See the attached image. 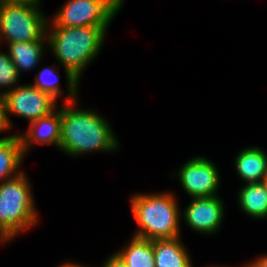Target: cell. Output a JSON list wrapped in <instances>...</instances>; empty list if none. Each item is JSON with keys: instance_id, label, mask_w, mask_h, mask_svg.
Wrapping results in <instances>:
<instances>
[{"instance_id": "cell-1", "label": "cell", "mask_w": 267, "mask_h": 267, "mask_svg": "<svg viewBox=\"0 0 267 267\" xmlns=\"http://www.w3.org/2000/svg\"><path fill=\"white\" fill-rule=\"evenodd\" d=\"M109 27L47 26L48 50L63 66L67 83L62 102L79 99L80 79L86 68L98 57Z\"/></svg>"}, {"instance_id": "cell-2", "label": "cell", "mask_w": 267, "mask_h": 267, "mask_svg": "<svg viewBox=\"0 0 267 267\" xmlns=\"http://www.w3.org/2000/svg\"><path fill=\"white\" fill-rule=\"evenodd\" d=\"M78 101L62 102L60 106V151L72 157L98 151L106 154L117 151L119 137L109 121L95 110L79 108Z\"/></svg>"}, {"instance_id": "cell-3", "label": "cell", "mask_w": 267, "mask_h": 267, "mask_svg": "<svg viewBox=\"0 0 267 267\" xmlns=\"http://www.w3.org/2000/svg\"><path fill=\"white\" fill-rule=\"evenodd\" d=\"M129 205L138 225L134 236L149 240L181 236V209L174 192H137L131 196Z\"/></svg>"}, {"instance_id": "cell-4", "label": "cell", "mask_w": 267, "mask_h": 267, "mask_svg": "<svg viewBox=\"0 0 267 267\" xmlns=\"http://www.w3.org/2000/svg\"><path fill=\"white\" fill-rule=\"evenodd\" d=\"M23 171L0 183V224L15 238L39 224L32 184Z\"/></svg>"}, {"instance_id": "cell-5", "label": "cell", "mask_w": 267, "mask_h": 267, "mask_svg": "<svg viewBox=\"0 0 267 267\" xmlns=\"http://www.w3.org/2000/svg\"><path fill=\"white\" fill-rule=\"evenodd\" d=\"M41 4L0 2V43L47 39L49 17Z\"/></svg>"}, {"instance_id": "cell-6", "label": "cell", "mask_w": 267, "mask_h": 267, "mask_svg": "<svg viewBox=\"0 0 267 267\" xmlns=\"http://www.w3.org/2000/svg\"><path fill=\"white\" fill-rule=\"evenodd\" d=\"M124 0H67L47 26L109 27L123 8Z\"/></svg>"}, {"instance_id": "cell-7", "label": "cell", "mask_w": 267, "mask_h": 267, "mask_svg": "<svg viewBox=\"0 0 267 267\" xmlns=\"http://www.w3.org/2000/svg\"><path fill=\"white\" fill-rule=\"evenodd\" d=\"M217 165L205 156L191 157L172 177H177L181 187L190 198L220 195V174Z\"/></svg>"}, {"instance_id": "cell-8", "label": "cell", "mask_w": 267, "mask_h": 267, "mask_svg": "<svg viewBox=\"0 0 267 267\" xmlns=\"http://www.w3.org/2000/svg\"><path fill=\"white\" fill-rule=\"evenodd\" d=\"M6 101L7 117L13 127L11 116H19L29 121L46 117L54 112L58 105L57 100L49 93L28 84H19L12 91L4 95Z\"/></svg>"}, {"instance_id": "cell-9", "label": "cell", "mask_w": 267, "mask_h": 267, "mask_svg": "<svg viewBox=\"0 0 267 267\" xmlns=\"http://www.w3.org/2000/svg\"><path fill=\"white\" fill-rule=\"evenodd\" d=\"M220 195L212 197L191 198L184 211H181L187 227L201 235L216 234L225 219L224 201Z\"/></svg>"}, {"instance_id": "cell-10", "label": "cell", "mask_w": 267, "mask_h": 267, "mask_svg": "<svg viewBox=\"0 0 267 267\" xmlns=\"http://www.w3.org/2000/svg\"><path fill=\"white\" fill-rule=\"evenodd\" d=\"M18 134L21 138L25 155L29 153L34 144L52 145L59 149L61 136L60 105L50 115L29 123L28 129Z\"/></svg>"}, {"instance_id": "cell-11", "label": "cell", "mask_w": 267, "mask_h": 267, "mask_svg": "<svg viewBox=\"0 0 267 267\" xmlns=\"http://www.w3.org/2000/svg\"><path fill=\"white\" fill-rule=\"evenodd\" d=\"M234 158L235 171L244 183L264 182L267 178V152L263 148L245 147Z\"/></svg>"}, {"instance_id": "cell-12", "label": "cell", "mask_w": 267, "mask_h": 267, "mask_svg": "<svg viewBox=\"0 0 267 267\" xmlns=\"http://www.w3.org/2000/svg\"><path fill=\"white\" fill-rule=\"evenodd\" d=\"M155 267H195L181 236L153 240Z\"/></svg>"}, {"instance_id": "cell-13", "label": "cell", "mask_w": 267, "mask_h": 267, "mask_svg": "<svg viewBox=\"0 0 267 267\" xmlns=\"http://www.w3.org/2000/svg\"><path fill=\"white\" fill-rule=\"evenodd\" d=\"M25 156L18 133L0 137V183L23 172Z\"/></svg>"}, {"instance_id": "cell-14", "label": "cell", "mask_w": 267, "mask_h": 267, "mask_svg": "<svg viewBox=\"0 0 267 267\" xmlns=\"http://www.w3.org/2000/svg\"><path fill=\"white\" fill-rule=\"evenodd\" d=\"M7 48L21 77V72L33 71L41 63L44 51L48 49V40L9 43Z\"/></svg>"}, {"instance_id": "cell-15", "label": "cell", "mask_w": 267, "mask_h": 267, "mask_svg": "<svg viewBox=\"0 0 267 267\" xmlns=\"http://www.w3.org/2000/svg\"><path fill=\"white\" fill-rule=\"evenodd\" d=\"M238 191L241 212L255 220L267 218V187L264 182L245 183Z\"/></svg>"}, {"instance_id": "cell-16", "label": "cell", "mask_w": 267, "mask_h": 267, "mask_svg": "<svg viewBox=\"0 0 267 267\" xmlns=\"http://www.w3.org/2000/svg\"><path fill=\"white\" fill-rule=\"evenodd\" d=\"M116 252L127 267H155L153 240L132 235L127 245Z\"/></svg>"}, {"instance_id": "cell-17", "label": "cell", "mask_w": 267, "mask_h": 267, "mask_svg": "<svg viewBox=\"0 0 267 267\" xmlns=\"http://www.w3.org/2000/svg\"><path fill=\"white\" fill-rule=\"evenodd\" d=\"M58 64H52L51 66L43 67L35 74L33 86L40 89L43 92L49 93L54 99L58 101L63 93L62 87H60V75L57 69Z\"/></svg>"}, {"instance_id": "cell-18", "label": "cell", "mask_w": 267, "mask_h": 267, "mask_svg": "<svg viewBox=\"0 0 267 267\" xmlns=\"http://www.w3.org/2000/svg\"><path fill=\"white\" fill-rule=\"evenodd\" d=\"M21 77L18 70L10 59L8 51L0 52V94L5 95L20 84ZM6 88V89H5ZM4 89V90H3Z\"/></svg>"}, {"instance_id": "cell-19", "label": "cell", "mask_w": 267, "mask_h": 267, "mask_svg": "<svg viewBox=\"0 0 267 267\" xmlns=\"http://www.w3.org/2000/svg\"><path fill=\"white\" fill-rule=\"evenodd\" d=\"M12 129L7 117L6 101L4 95L0 94V133Z\"/></svg>"}, {"instance_id": "cell-20", "label": "cell", "mask_w": 267, "mask_h": 267, "mask_svg": "<svg viewBox=\"0 0 267 267\" xmlns=\"http://www.w3.org/2000/svg\"><path fill=\"white\" fill-rule=\"evenodd\" d=\"M102 267H127V264L117 252H114L105 259Z\"/></svg>"}, {"instance_id": "cell-21", "label": "cell", "mask_w": 267, "mask_h": 267, "mask_svg": "<svg viewBox=\"0 0 267 267\" xmlns=\"http://www.w3.org/2000/svg\"><path fill=\"white\" fill-rule=\"evenodd\" d=\"M248 264L249 267H267V254L260 255L253 261H248Z\"/></svg>"}, {"instance_id": "cell-22", "label": "cell", "mask_w": 267, "mask_h": 267, "mask_svg": "<svg viewBox=\"0 0 267 267\" xmlns=\"http://www.w3.org/2000/svg\"><path fill=\"white\" fill-rule=\"evenodd\" d=\"M14 238L2 227L0 224V244L4 243H9L13 240Z\"/></svg>"}, {"instance_id": "cell-23", "label": "cell", "mask_w": 267, "mask_h": 267, "mask_svg": "<svg viewBox=\"0 0 267 267\" xmlns=\"http://www.w3.org/2000/svg\"><path fill=\"white\" fill-rule=\"evenodd\" d=\"M2 3H29V4H41L42 0H0Z\"/></svg>"}, {"instance_id": "cell-24", "label": "cell", "mask_w": 267, "mask_h": 267, "mask_svg": "<svg viewBox=\"0 0 267 267\" xmlns=\"http://www.w3.org/2000/svg\"><path fill=\"white\" fill-rule=\"evenodd\" d=\"M74 262H75L74 260L72 262L71 261L62 262L60 265H58V267H89V266H87L85 264H81L79 262H75L74 263Z\"/></svg>"}, {"instance_id": "cell-25", "label": "cell", "mask_w": 267, "mask_h": 267, "mask_svg": "<svg viewBox=\"0 0 267 267\" xmlns=\"http://www.w3.org/2000/svg\"><path fill=\"white\" fill-rule=\"evenodd\" d=\"M207 267V266H206ZM208 267H229V266H220V265H210V266H208ZM230 267H232V266H230ZM241 267H249V264H248V262H246V263H244V265H242Z\"/></svg>"}, {"instance_id": "cell-26", "label": "cell", "mask_w": 267, "mask_h": 267, "mask_svg": "<svg viewBox=\"0 0 267 267\" xmlns=\"http://www.w3.org/2000/svg\"><path fill=\"white\" fill-rule=\"evenodd\" d=\"M264 183H265V185H266V187H267V178L264 180Z\"/></svg>"}]
</instances>
